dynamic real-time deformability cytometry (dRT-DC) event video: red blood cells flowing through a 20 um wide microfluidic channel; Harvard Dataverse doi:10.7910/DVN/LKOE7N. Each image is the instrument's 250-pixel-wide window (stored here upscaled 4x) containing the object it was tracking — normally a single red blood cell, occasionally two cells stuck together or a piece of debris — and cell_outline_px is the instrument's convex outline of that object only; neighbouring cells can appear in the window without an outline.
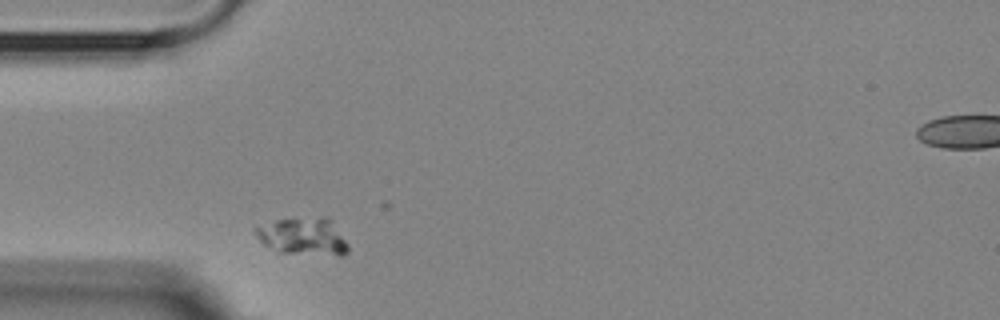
{"species": "Egyptian fruit bat (a non-hibernating species)", "species_latin": "Rousettus aegyptiacus", "temperature_condition": "room temperature", "stored_images_in_passage": 2, "segment_of_instrument_passage": [1, 2], "camera_frame_rate_fps": 3000, "um_per_image_px": 0.085, "animal": {"sex": "female"}, "frame": {"image": 1, "passage_image": 1, "time_ms": 0.0, "image_size_px": [1000, 320], "cell_outline_px": [[348, 252], [340, 256], [276, 252], [264, 244], [256, 236], [252, 228], [276, 220], [320, 216], [328, 216], [332, 220], [348, 244]], "centroid_in_image_um": [25.78, 20.09], "position_along_channel_um": 59.2, "area_um2": 20.46}}